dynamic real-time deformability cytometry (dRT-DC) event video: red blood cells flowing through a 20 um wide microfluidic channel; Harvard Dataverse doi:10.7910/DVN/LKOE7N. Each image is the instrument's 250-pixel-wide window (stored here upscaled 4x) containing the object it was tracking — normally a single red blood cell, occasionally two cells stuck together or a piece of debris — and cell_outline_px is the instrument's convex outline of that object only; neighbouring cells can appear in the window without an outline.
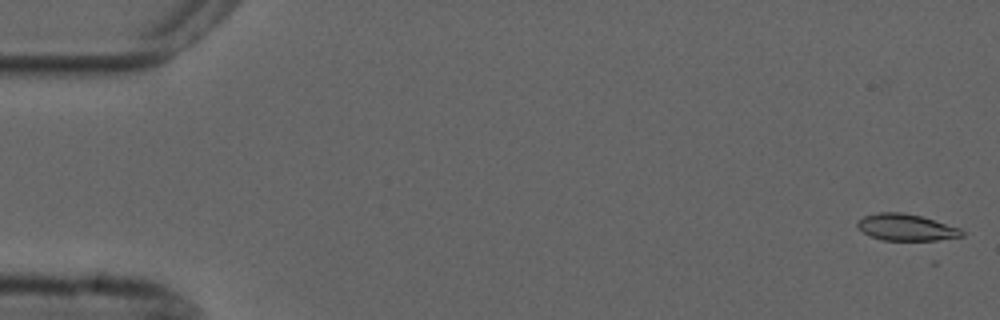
{"species": "common noctule bat (a hibernating species)", "species_latin": "Nyctalus noctula", "temperature_condition": "cold", "stored_images_in_passage": 17, "camera_frame_rate_fps": 3000, "um_per_image_px": 0.085, "animal": {"sex": "male", "forearm_length_mm": 52.5}, "frame": {"image": 1, "passage_image": 1, "time_ms": 0.0, "image_size_px": [1000, 320], "cell_outline_px": [[964, 236], [936, 240], [884, 240], [872, 236], [864, 232], [856, 224], [864, 216], [876, 212], [904, 212], [920, 216], [960, 228], [964, 232]], "centroid_in_image_um": [77.04, 19.32], "position_along_channel_um": 8.0, "area_um2": 15.95}}
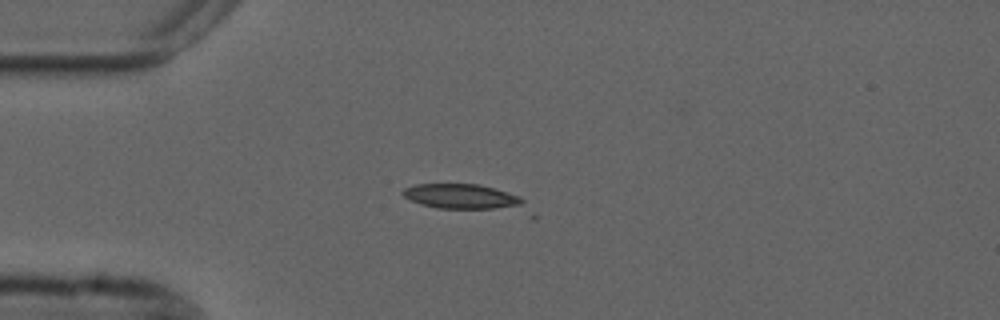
{"frame": {"image": 2, "passage_image": 14, "time_ms": 4.333, "image_size_px": [1000, 320], "cell_outline_px": [[536, 220], [532, 220], [436, 208], [420, 204], [404, 196], [400, 192], [404, 188], [416, 184], [480, 184], [520, 196], [524, 200], [536, 216]], "centroid_in_image_um": [39.97, 16.97], "position_along_channel_um": 45.0, "area_um2": 21.96}}